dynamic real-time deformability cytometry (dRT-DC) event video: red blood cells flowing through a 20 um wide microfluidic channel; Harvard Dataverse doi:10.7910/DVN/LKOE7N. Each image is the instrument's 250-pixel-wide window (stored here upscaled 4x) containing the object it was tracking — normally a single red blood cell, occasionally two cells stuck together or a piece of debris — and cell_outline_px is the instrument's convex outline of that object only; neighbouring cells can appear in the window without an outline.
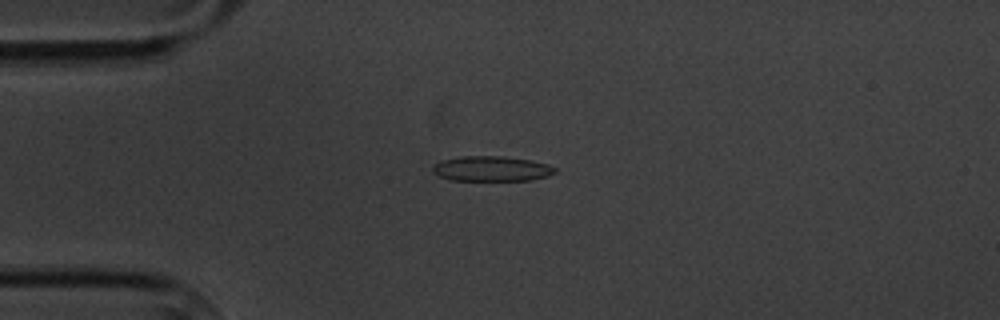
{"species": "common noctule bat (a hibernating species)", "species_latin": "Nyctalus noctula", "temperature_condition": "cold", "stored_images_in_passage": 7, "camera_frame_rate_fps": 3000, "um_per_image_px": 0.085, "animal": {"sex": "male", "body_mass_g": 20.1, "forearm_length_mm": 53.5}, "frame": {"image": 1, "passage_image": 3, "time_ms": 2.667, "image_size_px": [1000, 320], "cell_outline_px": [[556, 172], [548, 176], [528, 180], [452, 180], [440, 176], [432, 172], [432, 164], [440, 160], [460, 156], [500, 156], [532, 160], [548, 164], [556, 168]], "centroid_in_image_um": [41.75, 14.33], "position_along_channel_um": 43.2, "area_um2": 17.98}}
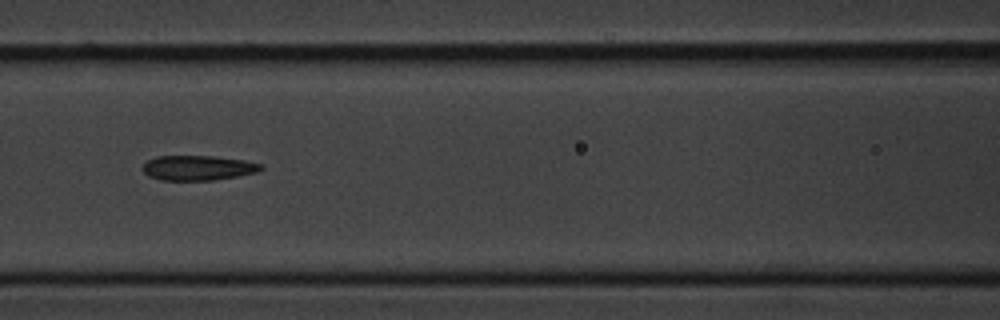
{"frame": {"image": 2, "passage_image": 6, "time_ms": 6.333, "image_size_px": [1000, 320], "cell_outline_px": [[264, 168], [260, 172], [212, 180], [160, 180], [148, 176], [140, 168], [148, 160], [156, 156], [212, 156], [244, 160], [260, 164]], "centroid_in_image_um": [16.8, 14.27], "position_along_channel_um": 149.8, "area_um2": 17.17}}
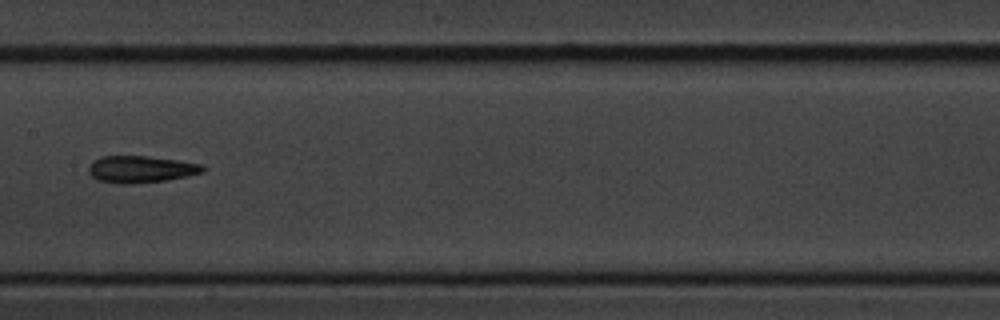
{"frame": {"image": 3, "passage_image": 7, "time_ms": 7.667, "image_size_px": [1000, 320], "cell_outline_px": [[204, 172], [188, 176], [164, 180], [132, 184], [120, 184], [96, 180], [88, 172], [88, 168], [100, 156], [148, 156], [180, 160], [204, 164]], "centroid_in_image_um": [12.0, 14.38], "position_along_channel_um": 195.4, "area_um2": 17.98}}